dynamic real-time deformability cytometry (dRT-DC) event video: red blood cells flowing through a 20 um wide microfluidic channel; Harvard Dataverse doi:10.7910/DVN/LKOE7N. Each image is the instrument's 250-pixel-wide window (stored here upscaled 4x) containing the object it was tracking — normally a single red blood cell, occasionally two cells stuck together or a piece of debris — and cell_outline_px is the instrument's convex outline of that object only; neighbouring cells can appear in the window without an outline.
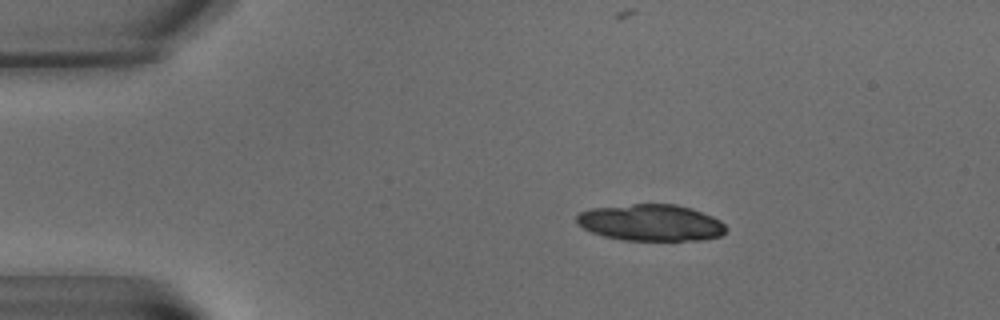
{"species": "common noctule bat (a hibernating species)", "species_latin": "Nyctalus noctula", "temperature_condition": "warm", "stored_images_in_passage": 10, "camera_frame_rate_fps": 3000, "um_per_image_px": 0.085, "animal": {"sex": "male", "body_mass_g": 15.6}, "frame": {"image": 1, "passage_image": 3, "time_ms": 3.333, "image_size_px": [1000, 320], "cell_outline_px": [[728, 228], [720, 236], [704, 240], [624, 240], [604, 236], [592, 232], [576, 224], [576, 216], [580, 212], [592, 208], [632, 204], [676, 204], [692, 208], [712, 216], [720, 220]], "centroid_in_image_um": [55.33, 18.92], "position_along_channel_um": 29.7, "area_um2": 31.91}}